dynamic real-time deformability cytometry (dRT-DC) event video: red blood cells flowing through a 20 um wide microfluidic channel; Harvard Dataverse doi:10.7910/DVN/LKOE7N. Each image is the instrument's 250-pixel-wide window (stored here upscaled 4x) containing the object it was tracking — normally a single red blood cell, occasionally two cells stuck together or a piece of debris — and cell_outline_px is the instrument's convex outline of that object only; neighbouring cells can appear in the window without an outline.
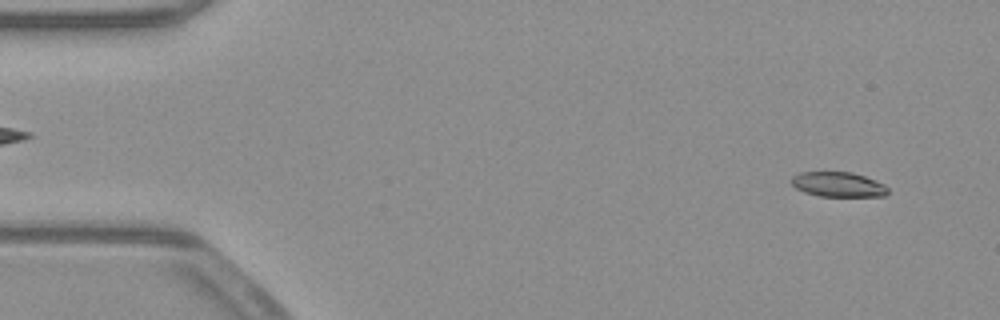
{"species": "common noctule bat (a hibernating species)", "species_latin": "Nyctalus noctula", "temperature_condition": "warm", "stored_images_in_passage": 52, "camera_frame_rate_fps": 3000, "um_per_image_px": 0.085, "animal": {"sex": "male", "body_mass_g": 23.1, "forearm_length_mm": 52.7}, "frame": {"image": 1, "passage_image": 3, "time_ms": 0.667, "image_size_px": [1000, 320], "cell_outline_px": [[888, 192], [884, 196], [820, 196], [804, 192], [796, 188], [792, 184], [792, 176], [800, 172], [852, 172], [864, 176], [884, 184], [888, 188]], "centroid_in_image_um": [71.24, 15.68], "position_along_channel_um": 13.8, "area_um2": 13.87}}
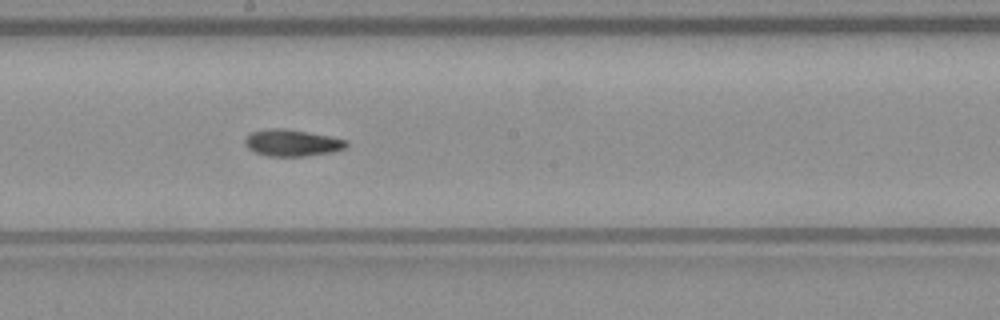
{"frame": {"image": 2, "passage_image": 28, "time_ms": 9.0, "image_size_px": [1000, 320], "cell_outline_px": [[348, 144], [344, 148], [332, 152], [308, 156], [268, 156], [256, 152], [248, 148], [244, 144], [244, 140], [252, 132], [264, 128], [284, 128], [332, 136], [348, 140]], "centroid_in_image_um": [24.84, 12.13], "position_along_channel_um": 223.4, "area_um2": 15.9}}
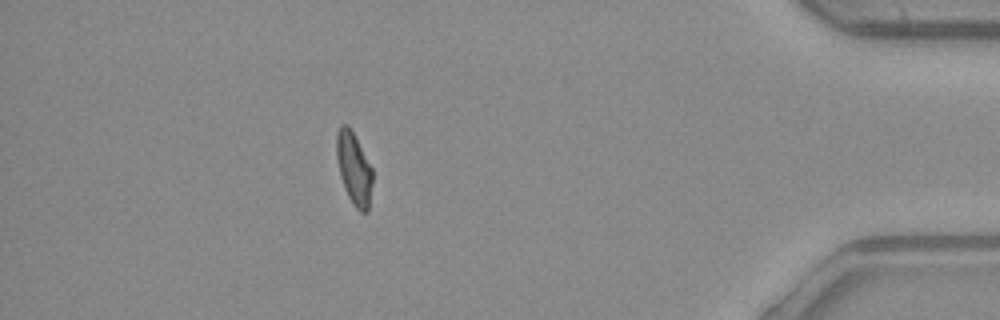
{"frame": {"image": 3, "passage_image": 46, "time_ms": 15.0, "image_size_px": [1000, 320], "cell_outline_px": [[372, 184], [368, 212], [360, 212], [352, 204], [344, 188], [340, 176], [336, 160], [336, 132], [340, 124], [348, 124], [372, 168]], "centroid_in_image_um": [30.06, 14.32], "position_along_channel_um": 405.1, "area_um2": 15.26}, "authors_computed_cell_mechanics": {"area_um2": 15.4326, "velocity_mm_per_s": 3.9141, "shape_relaxation_time_tau1_ms": 3.9814, "shape_relaxation_time_tau2_ms": 3.6507, "deformation_change_tau1": 0.1704, "deformation_change_tau2": 0.0914}}